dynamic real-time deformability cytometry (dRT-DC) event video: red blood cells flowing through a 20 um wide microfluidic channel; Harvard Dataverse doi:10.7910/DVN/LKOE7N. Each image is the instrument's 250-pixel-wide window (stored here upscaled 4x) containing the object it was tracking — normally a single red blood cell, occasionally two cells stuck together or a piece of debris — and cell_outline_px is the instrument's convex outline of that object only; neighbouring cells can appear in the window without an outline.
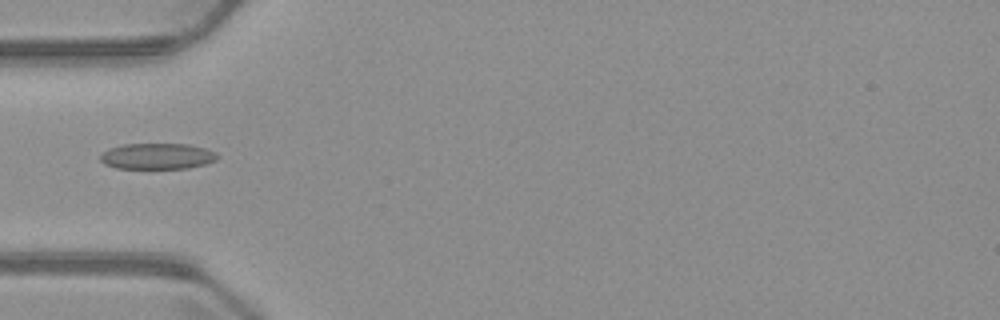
{"species": "common noctule bat (a hibernating species)", "species_latin": "Nyctalus noctula", "temperature_condition": "warm", "stored_images_in_passage": 5, "camera_frame_rate_fps": 3000, "um_per_image_px": 0.085, "animal": {"sex": "male", "body_mass_g": 23.1, "forearm_length_mm": 52.7}, "frame": {"image": 1, "passage_image": 4, "time_ms": 5.333, "image_size_px": [1000, 320], "cell_outline_px": [[220, 156], [216, 160], [204, 164], [188, 168], [116, 168], [104, 164], [100, 160], [100, 156], [108, 148], [124, 144], [188, 144], [204, 148], [216, 152]], "centroid_in_image_um": [13.37, 13.27], "position_along_channel_um": 71.6, "area_um2": 17.69}}
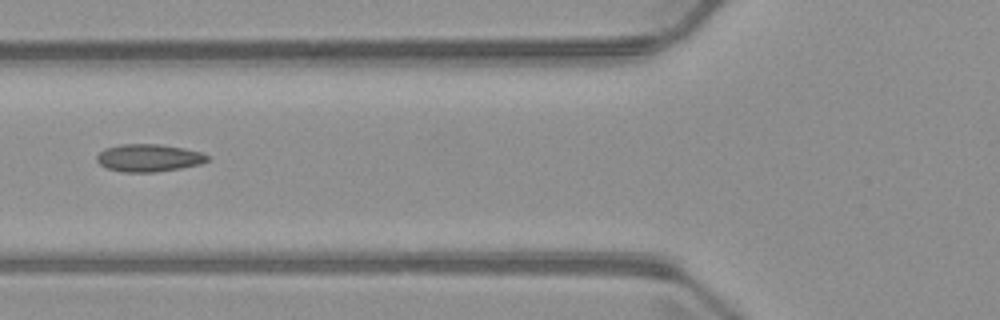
{"frame": {"image": 2, "passage_image": 5, "time_ms": 6.333, "image_size_px": [1000, 320], "cell_outline_px": [[208, 160], [200, 164], [180, 168], [156, 172], [124, 172], [108, 168], [100, 164], [96, 160], [96, 156], [104, 148], [120, 144], [160, 144], [184, 148], [200, 152], [208, 156]], "centroid_in_image_um": [12.62, 13.41], "position_along_channel_um": 113.2, "area_um2": 17.69}}